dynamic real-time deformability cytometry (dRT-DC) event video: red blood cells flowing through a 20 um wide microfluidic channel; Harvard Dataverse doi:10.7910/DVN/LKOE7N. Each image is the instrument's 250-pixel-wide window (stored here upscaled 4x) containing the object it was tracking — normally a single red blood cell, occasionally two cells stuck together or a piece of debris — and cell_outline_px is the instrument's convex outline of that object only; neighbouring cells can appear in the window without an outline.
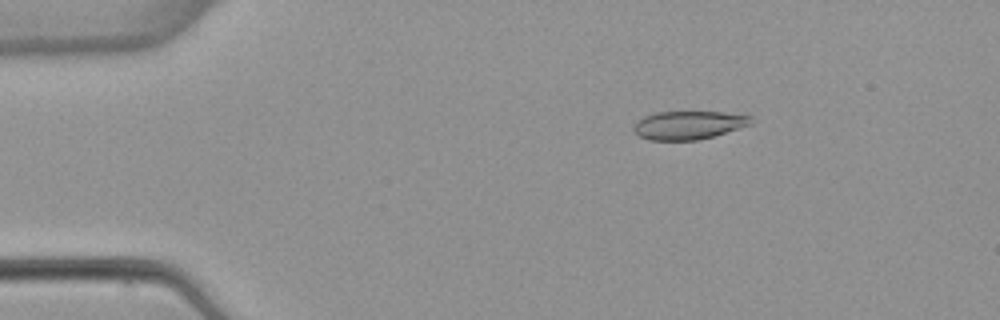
{"species": "common noctule bat (a hibernating species)", "species_latin": "Nyctalus noctula", "temperature_condition": "warm", "stored_images_in_passage": 5, "camera_frame_rate_fps": 3000, "um_per_image_px": 0.085, "animal": {"sex": "female", "body_mass_g": 22.7, "forearm_length_mm": 54.2}, "frame": {"image": 1, "passage_image": 3, "time_ms": 2.333, "image_size_px": [1000, 320], "cell_outline_px": [[752, 124], [740, 128], [700, 140], [648, 140], [640, 136], [632, 128], [644, 116], [656, 112], [724, 112], [752, 116]], "centroid_in_image_um": [58.56, 10.63], "position_along_channel_um": 26.4, "area_um2": 19.31}}
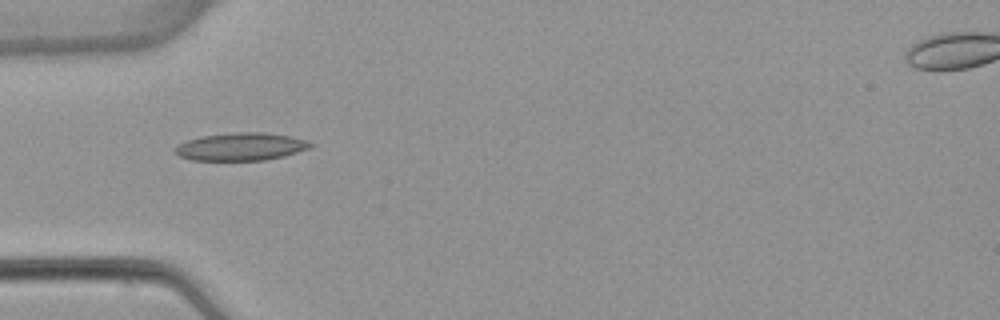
{"frame": {"image": 2, "passage_image": 5, "time_ms": 5.0, "image_size_px": [1000, 320], "cell_outline_px": [[316, 144], [308, 148], [284, 156], [264, 160], [192, 160], [180, 156], [172, 152], [172, 148], [188, 140], [200, 136], [236, 132], [260, 132], [288, 136], [308, 140]], "centroid_in_image_um": [20.45, 12.46], "position_along_channel_um": 64.5, "area_um2": 21.85}}